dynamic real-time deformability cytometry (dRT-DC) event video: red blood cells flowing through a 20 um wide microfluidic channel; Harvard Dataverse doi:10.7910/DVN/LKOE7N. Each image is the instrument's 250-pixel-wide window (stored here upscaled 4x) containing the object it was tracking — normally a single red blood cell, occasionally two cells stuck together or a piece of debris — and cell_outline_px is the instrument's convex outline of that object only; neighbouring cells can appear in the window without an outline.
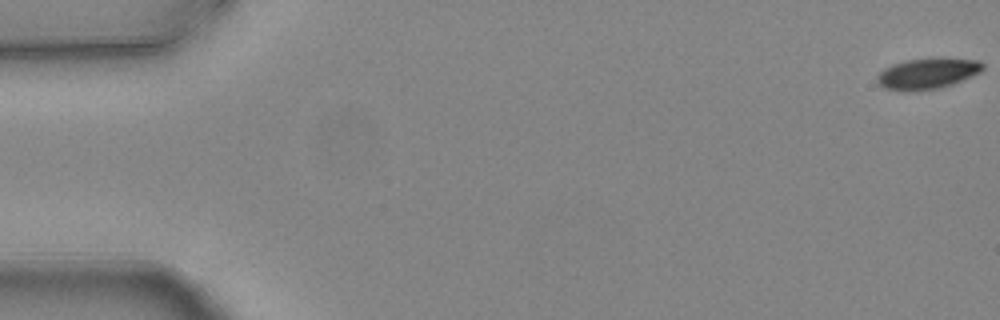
{"species": "common noctule bat (a hibernating species)", "species_latin": "Nyctalus noctula", "temperature_condition": "warm", "stored_images_in_passage": 6, "camera_frame_rate_fps": 3000, "um_per_image_px": 0.085, "animal": {"sex": "female", "body_mass_g": 24.6, "forearm_length_mm": 56.2}, "frame": {"image": 1, "passage_image": 1, "time_ms": 0.0, "image_size_px": [1000, 320], "cell_outline_px": [[984, 68], [980, 72], [972, 76], [952, 84], [936, 88], [904, 92], [884, 88], [876, 80], [876, 76], [884, 68], [892, 64], [908, 60], [980, 60], [984, 64]], "centroid_in_image_um": [78.78, 6.29], "position_along_channel_um": 6.2, "area_um2": 18.32}}
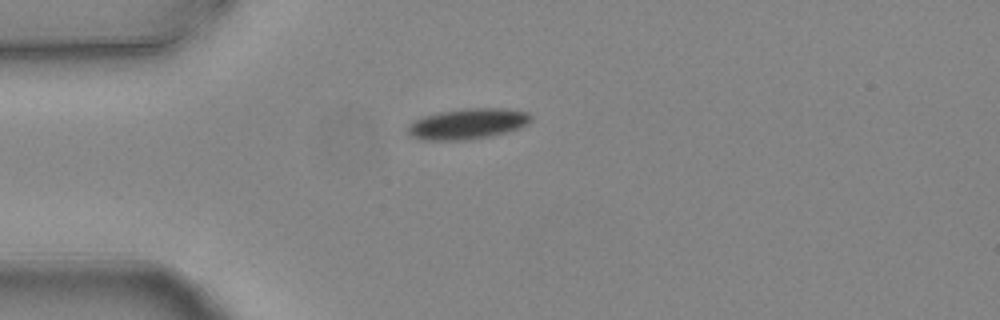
{"frame": {"image": 2, "passage_image": 5, "time_ms": 1.333, "image_size_px": [1000, 320], "cell_outline_px": [[532, 120], [528, 124], [520, 128], [488, 136], [464, 140], [424, 140], [412, 136], [408, 132], [408, 124], [424, 116], [440, 112], [464, 108], [508, 108], [528, 112], [532, 116]], "centroid_in_image_um": [39.79, 10.51], "position_along_channel_um": 45.2, "area_um2": 21.91}}